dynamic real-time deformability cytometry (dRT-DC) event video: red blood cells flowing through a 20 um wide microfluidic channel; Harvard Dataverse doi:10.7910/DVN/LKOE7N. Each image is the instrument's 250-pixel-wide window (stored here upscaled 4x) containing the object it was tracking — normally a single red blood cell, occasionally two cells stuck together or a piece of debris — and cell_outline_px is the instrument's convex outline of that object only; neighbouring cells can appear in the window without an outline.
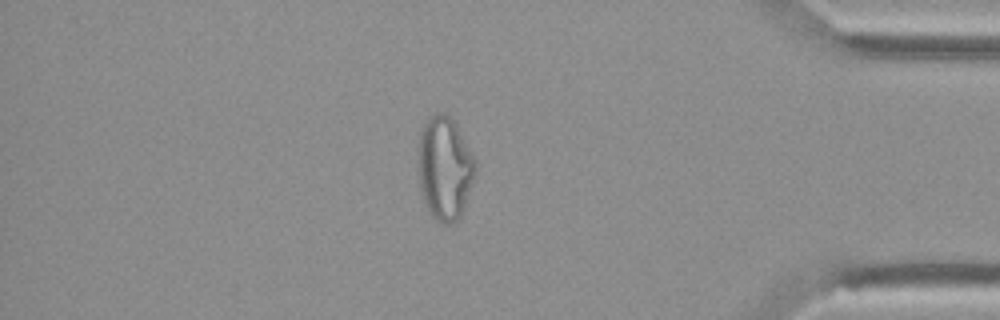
{"species": "Egyptian fruit bat (a non-hibernating species)", "species_latin": "Rousettus aegyptiacus", "temperature_condition": "cold", "stored_images_in_passage": 54, "camera_frame_rate_fps": 3000, "um_per_image_px": 0.085, "animal": {"sex": "female"}, "frame": {"image": 1, "passage_image": 46, "time_ms": 15.0, "image_size_px": [1000, 320], "cell_outline_px": [[476, 168], [460, 216], [452, 224], [444, 224], [432, 216], [428, 212], [420, 188], [416, 160], [420, 128], [428, 116], [436, 112], [444, 112], [456, 124], [476, 160]], "centroid_in_image_um": [37.74, 14.24], "position_along_channel_um": 397.5, "area_um2": 34.68}}